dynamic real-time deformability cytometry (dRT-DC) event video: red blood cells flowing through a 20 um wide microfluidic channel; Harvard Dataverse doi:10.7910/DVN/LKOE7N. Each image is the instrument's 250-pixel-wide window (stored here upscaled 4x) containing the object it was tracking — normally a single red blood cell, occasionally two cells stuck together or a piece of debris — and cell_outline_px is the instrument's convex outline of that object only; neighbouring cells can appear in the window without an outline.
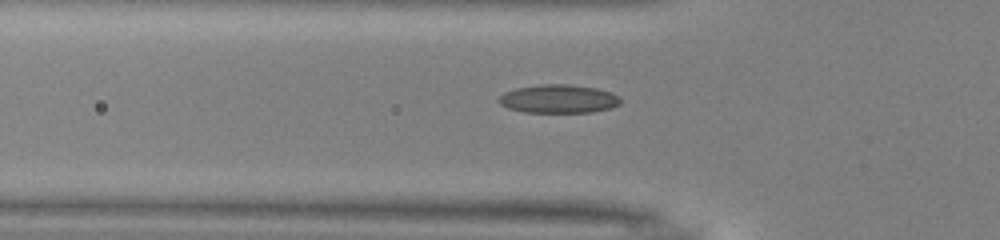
{"species": "common noctule bat (a hibernating species)", "species_latin": "Nyctalus noctula", "temperature_condition": "warm", "stored_images_in_passage": 37, "camera_frame_rate_fps": 3000, "um_per_image_px": 0.085, "animal": {"sex": "male", "body_mass_g": 13.0, "forearm_length_mm": 53.1}, "frame": {"image": 1, "passage_image": 9, "time_ms": 2.667, "image_size_px": [1000, 240], "cell_outline_px": [[620, 104], [612, 108], [592, 112], [524, 112], [508, 108], [500, 104], [496, 100], [504, 92], [516, 88], [540, 84], [568, 84], [596, 88], [612, 92], [620, 96]], "centroid_in_image_um": [47.48, 8.4], "position_along_channel_um": 78.3, "area_um2": 20.35}}
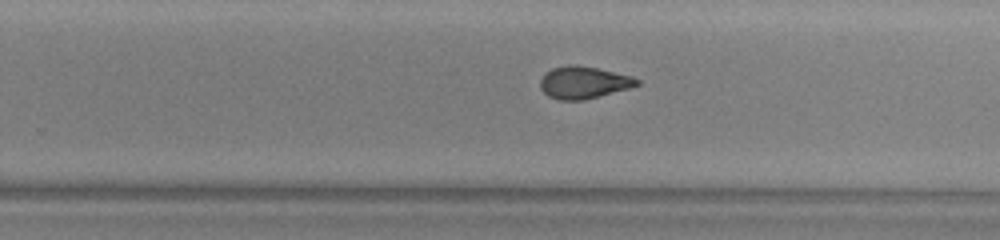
{"frame": {"image": 2, "passage_image": 24, "time_ms": 7.667, "image_size_px": [1000, 240], "cell_outline_px": [[640, 84], [628, 88], [584, 100], [560, 100], [548, 96], [540, 88], [540, 80], [544, 72], [552, 68], [568, 64], [576, 64], [596, 68], [632, 76], [640, 80]], "centroid_in_image_um": [49.57, 7.0], "position_along_channel_um": 280.2, "area_um2": 18.15}}
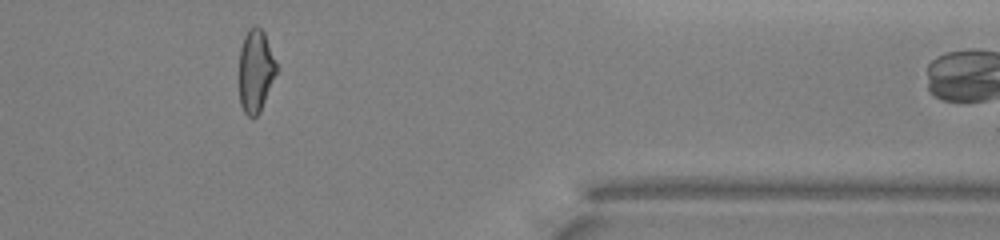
{"frame": {"image": 3, "passage_image": 34, "time_ms": 11.0, "image_size_px": [1000, 240], "cell_outline_px": [[280, 68], [260, 112], [256, 116], [248, 116], [244, 112], [240, 104], [240, 48], [244, 36], [248, 28], [252, 24], [256, 24], [264, 32]], "centroid_in_image_um": [21.77, 5.98], "position_along_channel_um": 389.6, "area_um2": 18.44}, "authors_computed_cell_mechanics": {"area_um2": 18.785, "velocity_mm_per_s": 4.028, "shape_relaxation_time_tau1_ms": 5.9504, "shape_relaxation_time_tau2_ms": 1.8469, "deformation_change_tau1": 0.1927, "deformation_change_tau2": 0.0812}}